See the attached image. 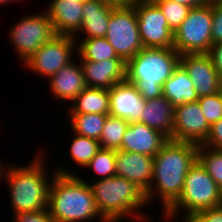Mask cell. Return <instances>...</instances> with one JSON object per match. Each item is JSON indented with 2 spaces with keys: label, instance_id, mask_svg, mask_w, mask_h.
Here are the masks:
<instances>
[{
  "label": "cell",
  "instance_id": "cell-1",
  "mask_svg": "<svg viewBox=\"0 0 222 222\" xmlns=\"http://www.w3.org/2000/svg\"><path fill=\"white\" fill-rule=\"evenodd\" d=\"M198 147L194 143L173 140L162 146L153 157V178L145 193L148 205L157 197L163 214L179 199L188 170L197 161Z\"/></svg>",
  "mask_w": 222,
  "mask_h": 222
},
{
  "label": "cell",
  "instance_id": "cell-2",
  "mask_svg": "<svg viewBox=\"0 0 222 222\" xmlns=\"http://www.w3.org/2000/svg\"><path fill=\"white\" fill-rule=\"evenodd\" d=\"M43 151V149L36 151L38 152L37 155L27 165L13 164L12 166L9 163L3 166L4 164H0V182L5 180L7 186L9 185V200L11 201L13 216L19 213L47 209L49 188L56 171L53 170L52 175L47 173L46 167L48 166H45L46 160L43 157L45 152Z\"/></svg>",
  "mask_w": 222,
  "mask_h": 222
},
{
  "label": "cell",
  "instance_id": "cell-3",
  "mask_svg": "<svg viewBox=\"0 0 222 222\" xmlns=\"http://www.w3.org/2000/svg\"><path fill=\"white\" fill-rule=\"evenodd\" d=\"M48 195L47 209L54 222H91L99 214L88 181L67 168L55 167Z\"/></svg>",
  "mask_w": 222,
  "mask_h": 222
},
{
  "label": "cell",
  "instance_id": "cell-4",
  "mask_svg": "<svg viewBox=\"0 0 222 222\" xmlns=\"http://www.w3.org/2000/svg\"><path fill=\"white\" fill-rule=\"evenodd\" d=\"M180 64L174 48L141 49L126 62L125 80L133 84L147 101L163 96V84Z\"/></svg>",
  "mask_w": 222,
  "mask_h": 222
},
{
  "label": "cell",
  "instance_id": "cell-5",
  "mask_svg": "<svg viewBox=\"0 0 222 222\" xmlns=\"http://www.w3.org/2000/svg\"><path fill=\"white\" fill-rule=\"evenodd\" d=\"M88 184L96 208L106 222L124 217L133 220L135 216L143 215L141 208L148 206L145 193L123 177L115 175Z\"/></svg>",
  "mask_w": 222,
  "mask_h": 222
},
{
  "label": "cell",
  "instance_id": "cell-6",
  "mask_svg": "<svg viewBox=\"0 0 222 222\" xmlns=\"http://www.w3.org/2000/svg\"><path fill=\"white\" fill-rule=\"evenodd\" d=\"M221 205L222 195L219 186L197 160L188 170L181 196L164 212L162 218L173 221L182 214L184 219L181 222H187L197 212Z\"/></svg>",
  "mask_w": 222,
  "mask_h": 222
},
{
  "label": "cell",
  "instance_id": "cell-7",
  "mask_svg": "<svg viewBox=\"0 0 222 222\" xmlns=\"http://www.w3.org/2000/svg\"><path fill=\"white\" fill-rule=\"evenodd\" d=\"M212 0L191 8L173 33V48L180 54L208 53L212 44Z\"/></svg>",
  "mask_w": 222,
  "mask_h": 222
},
{
  "label": "cell",
  "instance_id": "cell-8",
  "mask_svg": "<svg viewBox=\"0 0 222 222\" xmlns=\"http://www.w3.org/2000/svg\"><path fill=\"white\" fill-rule=\"evenodd\" d=\"M105 38L125 63L144 48L134 6L112 7Z\"/></svg>",
  "mask_w": 222,
  "mask_h": 222
},
{
  "label": "cell",
  "instance_id": "cell-9",
  "mask_svg": "<svg viewBox=\"0 0 222 222\" xmlns=\"http://www.w3.org/2000/svg\"><path fill=\"white\" fill-rule=\"evenodd\" d=\"M8 32L16 55L23 62L57 35L46 11L24 16Z\"/></svg>",
  "mask_w": 222,
  "mask_h": 222
},
{
  "label": "cell",
  "instance_id": "cell-10",
  "mask_svg": "<svg viewBox=\"0 0 222 222\" xmlns=\"http://www.w3.org/2000/svg\"><path fill=\"white\" fill-rule=\"evenodd\" d=\"M76 48L73 36L57 34L39 47L23 64L30 71L49 79L74 60L73 53L77 52Z\"/></svg>",
  "mask_w": 222,
  "mask_h": 222
},
{
  "label": "cell",
  "instance_id": "cell-11",
  "mask_svg": "<svg viewBox=\"0 0 222 222\" xmlns=\"http://www.w3.org/2000/svg\"><path fill=\"white\" fill-rule=\"evenodd\" d=\"M134 8L143 47L173 48V32L159 7L154 2H140Z\"/></svg>",
  "mask_w": 222,
  "mask_h": 222
},
{
  "label": "cell",
  "instance_id": "cell-12",
  "mask_svg": "<svg viewBox=\"0 0 222 222\" xmlns=\"http://www.w3.org/2000/svg\"><path fill=\"white\" fill-rule=\"evenodd\" d=\"M210 127L198 100L185 103L174 107V126L169 140L202 145L209 135Z\"/></svg>",
  "mask_w": 222,
  "mask_h": 222
},
{
  "label": "cell",
  "instance_id": "cell-13",
  "mask_svg": "<svg viewBox=\"0 0 222 222\" xmlns=\"http://www.w3.org/2000/svg\"><path fill=\"white\" fill-rule=\"evenodd\" d=\"M180 64L191 78L198 98L218 92L219 73L207 53L182 54Z\"/></svg>",
  "mask_w": 222,
  "mask_h": 222
},
{
  "label": "cell",
  "instance_id": "cell-14",
  "mask_svg": "<svg viewBox=\"0 0 222 222\" xmlns=\"http://www.w3.org/2000/svg\"><path fill=\"white\" fill-rule=\"evenodd\" d=\"M109 115L125 119L129 123L141 122L146 100L136 87L126 80L109 89Z\"/></svg>",
  "mask_w": 222,
  "mask_h": 222
},
{
  "label": "cell",
  "instance_id": "cell-15",
  "mask_svg": "<svg viewBox=\"0 0 222 222\" xmlns=\"http://www.w3.org/2000/svg\"><path fill=\"white\" fill-rule=\"evenodd\" d=\"M116 175L134 183L146 193L153 178V157L135 152H116Z\"/></svg>",
  "mask_w": 222,
  "mask_h": 222
},
{
  "label": "cell",
  "instance_id": "cell-16",
  "mask_svg": "<svg viewBox=\"0 0 222 222\" xmlns=\"http://www.w3.org/2000/svg\"><path fill=\"white\" fill-rule=\"evenodd\" d=\"M83 69L86 86L111 89L125 81L126 63L121 58L102 61L79 60Z\"/></svg>",
  "mask_w": 222,
  "mask_h": 222
},
{
  "label": "cell",
  "instance_id": "cell-17",
  "mask_svg": "<svg viewBox=\"0 0 222 222\" xmlns=\"http://www.w3.org/2000/svg\"><path fill=\"white\" fill-rule=\"evenodd\" d=\"M169 139L160 131L141 122H131L125 131L120 150L154 157Z\"/></svg>",
  "mask_w": 222,
  "mask_h": 222
},
{
  "label": "cell",
  "instance_id": "cell-18",
  "mask_svg": "<svg viewBox=\"0 0 222 222\" xmlns=\"http://www.w3.org/2000/svg\"><path fill=\"white\" fill-rule=\"evenodd\" d=\"M45 11L58 35L74 37L82 27L83 3L73 0H52Z\"/></svg>",
  "mask_w": 222,
  "mask_h": 222
},
{
  "label": "cell",
  "instance_id": "cell-19",
  "mask_svg": "<svg viewBox=\"0 0 222 222\" xmlns=\"http://www.w3.org/2000/svg\"><path fill=\"white\" fill-rule=\"evenodd\" d=\"M76 62H70L48 79L51 95L62 99V103L70 102L68 105L87 87L82 66Z\"/></svg>",
  "mask_w": 222,
  "mask_h": 222
},
{
  "label": "cell",
  "instance_id": "cell-20",
  "mask_svg": "<svg viewBox=\"0 0 222 222\" xmlns=\"http://www.w3.org/2000/svg\"><path fill=\"white\" fill-rule=\"evenodd\" d=\"M112 7L113 5L103 0H90L83 3L82 27L74 39L78 38V34L79 36L83 34L82 38L105 37Z\"/></svg>",
  "mask_w": 222,
  "mask_h": 222
},
{
  "label": "cell",
  "instance_id": "cell-21",
  "mask_svg": "<svg viewBox=\"0 0 222 222\" xmlns=\"http://www.w3.org/2000/svg\"><path fill=\"white\" fill-rule=\"evenodd\" d=\"M141 115V123L156 129L168 139L172 136L174 126V106L164 96L147 100Z\"/></svg>",
  "mask_w": 222,
  "mask_h": 222
},
{
  "label": "cell",
  "instance_id": "cell-22",
  "mask_svg": "<svg viewBox=\"0 0 222 222\" xmlns=\"http://www.w3.org/2000/svg\"><path fill=\"white\" fill-rule=\"evenodd\" d=\"M162 88L163 96L166 97L174 107L199 99L191 78L181 64L174 70V73L163 84Z\"/></svg>",
  "mask_w": 222,
  "mask_h": 222
},
{
  "label": "cell",
  "instance_id": "cell-23",
  "mask_svg": "<svg viewBox=\"0 0 222 222\" xmlns=\"http://www.w3.org/2000/svg\"><path fill=\"white\" fill-rule=\"evenodd\" d=\"M69 105L68 114L109 115V89L87 86Z\"/></svg>",
  "mask_w": 222,
  "mask_h": 222
},
{
  "label": "cell",
  "instance_id": "cell-24",
  "mask_svg": "<svg viewBox=\"0 0 222 222\" xmlns=\"http://www.w3.org/2000/svg\"><path fill=\"white\" fill-rule=\"evenodd\" d=\"M81 39H75L78 46L75 54L78 53L77 56H79L78 59L80 60L98 62L104 59L120 58L105 37Z\"/></svg>",
  "mask_w": 222,
  "mask_h": 222
},
{
  "label": "cell",
  "instance_id": "cell-25",
  "mask_svg": "<svg viewBox=\"0 0 222 222\" xmlns=\"http://www.w3.org/2000/svg\"><path fill=\"white\" fill-rule=\"evenodd\" d=\"M70 120V129L72 132L100 140V135L104 127L107 115L105 114H68Z\"/></svg>",
  "mask_w": 222,
  "mask_h": 222
},
{
  "label": "cell",
  "instance_id": "cell-26",
  "mask_svg": "<svg viewBox=\"0 0 222 222\" xmlns=\"http://www.w3.org/2000/svg\"><path fill=\"white\" fill-rule=\"evenodd\" d=\"M129 124L125 119L107 115L99 140L101 148L120 150L123 136Z\"/></svg>",
  "mask_w": 222,
  "mask_h": 222
},
{
  "label": "cell",
  "instance_id": "cell-27",
  "mask_svg": "<svg viewBox=\"0 0 222 222\" xmlns=\"http://www.w3.org/2000/svg\"><path fill=\"white\" fill-rule=\"evenodd\" d=\"M73 141L70 142V155L72 160L79 167L85 168L90 160L101 149V145L98 140L78 135L73 132Z\"/></svg>",
  "mask_w": 222,
  "mask_h": 222
},
{
  "label": "cell",
  "instance_id": "cell-28",
  "mask_svg": "<svg viewBox=\"0 0 222 222\" xmlns=\"http://www.w3.org/2000/svg\"><path fill=\"white\" fill-rule=\"evenodd\" d=\"M197 160L219 186L222 195V150L199 145Z\"/></svg>",
  "mask_w": 222,
  "mask_h": 222
},
{
  "label": "cell",
  "instance_id": "cell-29",
  "mask_svg": "<svg viewBox=\"0 0 222 222\" xmlns=\"http://www.w3.org/2000/svg\"><path fill=\"white\" fill-rule=\"evenodd\" d=\"M116 152L117 150L101 148L85 166L89 171L93 170L98 179H106L116 175Z\"/></svg>",
  "mask_w": 222,
  "mask_h": 222
},
{
  "label": "cell",
  "instance_id": "cell-30",
  "mask_svg": "<svg viewBox=\"0 0 222 222\" xmlns=\"http://www.w3.org/2000/svg\"><path fill=\"white\" fill-rule=\"evenodd\" d=\"M153 2L159 7L161 12L165 15L169 28L173 33L186 19L191 9L188 5L179 4L176 3L175 1L154 0Z\"/></svg>",
  "mask_w": 222,
  "mask_h": 222
},
{
  "label": "cell",
  "instance_id": "cell-31",
  "mask_svg": "<svg viewBox=\"0 0 222 222\" xmlns=\"http://www.w3.org/2000/svg\"><path fill=\"white\" fill-rule=\"evenodd\" d=\"M198 103L210 125L222 118V97L218 93L199 97Z\"/></svg>",
  "mask_w": 222,
  "mask_h": 222
},
{
  "label": "cell",
  "instance_id": "cell-32",
  "mask_svg": "<svg viewBox=\"0 0 222 222\" xmlns=\"http://www.w3.org/2000/svg\"><path fill=\"white\" fill-rule=\"evenodd\" d=\"M212 44L222 42V0H212Z\"/></svg>",
  "mask_w": 222,
  "mask_h": 222
},
{
  "label": "cell",
  "instance_id": "cell-33",
  "mask_svg": "<svg viewBox=\"0 0 222 222\" xmlns=\"http://www.w3.org/2000/svg\"><path fill=\"white\" fill-rule=\"evenodd\" d=\"M15 220V221H14ZM13 222H54L48 209L14 215Z\"/></svg>",
  "mask_w": 222,
  "mask_h": 222
},
{
  "label": "cell",
  "instance_id": "cell-34",
  "mask_svg": "<svg viewBox=\"0 0 222 222\" xmlns=\"http://www.w3.org/2000/svg\"><path fill=\"white\" fill-rule=\"evenodd\" d=\"M187 222H222V205L201 210Z\"/></svg>",
  "mask_w": 222,
  "mask_h": 222
},
{
  "label": "cell",
  "instance_id": "cell-35",
  "mask_svg": "<svg viewBox=\"0 0 222 222\" xmlns=\"http://www.w3.org/2000/svg\"><path fill=\"white\" fill-rule=\"evenodd\" d=\"M202 145L212 149L222 150V118L211 125L209 135Z\"/></svg>",
  "mask_w": 222,
  "mask_h": 222
},
{
  "label": "cell",
  "instance_id": "cell-36",
  "mask_svg": "<svg viewBox=\"0 0 222 222\" xmlns=\"http://www.w3.org/2000/svg\"><path fill=\"white\" fill-rule=\"evenodd\" d=\"M211 60L213 67L218 73L222 72V42L213 44L207 53Z\"/></svg>",
  "mask_w": 222,
  "mask_h": 222
},
{
  "label": "cell",
  "instance_id": "cell-37",
  "mask_svg": "<svg viewBox=\"0 0 222 222\" xmlns=\"http://www.w3.org/2000/svg\"><path fill=\"white\" fill-rule=\"evenodd\" d=\"M176 3L188 5L190 8H197L210 2V0H169Z\"/></svg>",
  "mask_w": 222,
  "mask_h": 222
},
{
  "label": "cell",
  "instance_id": "cell-38",
  "mask_svg": "<svg viewBox=\"0 0 222 222\" xmlns=\"http://www.w3.org/2000/svg\"><path fill=\"white\" fill-rule=\"evenodd\" d=\"M113 6H131V0H103Z\"/></svg>",
  "mask_w": 222,
  "mask_h": 222
},
{
  "label": "cell",
  "instance_id": "cell-39",
  "mask_svg": "<svg viewBox=\"0 0 222 222\" xmlns=\"http://www.w3.org/2000/svg\"><path fill=\"white\" fill-rule=\"evenodd\" d=\"M146 213H144L143 215H139V216H135L133 221L135 222H146L147 220H149L150 218H148V216L145 215ZM145 215V216H144ZM147 219V220H146ZM143 220V221H142ZM122 222L123 219H114V220H111V221H108V222ZM123 222H126V221H123Z\"/></svg>",
  "mask_w": 222,
  "mask_h": 222
},
{
  "label": "cell",
  "instance_id": "cell-40",
  "mask_svg": "<svg viewBox=\"0 0 222 222\" xmlns=\"http://www.w3.org/2000/svg\"><path fill=\"white\" fill-rule=\"evenodd\" d=\"M221 97H222V72L219 73V78H218V92H217Z\"/></svg>",
  "mask_w": 222,
  "mask_h": 222
},
{
  "label": "cell",
  "instance_id": "cell-41",
  "mask_svg": "<svg viewBox=\"0 0 222 222\" xmlns=\"http://www.w3.org/2000/svg\"><path fill=\"white\" fill-rule=\"evenodd\" d=\"M154 0H131V6H134L136 3L140 2H153Z\"/></svg>",
  "mask_w": 222,
  "mask_h": 222
},
{
  "label": "cell",
  "instance_id": "cell-42",
  "mask_svg": "<svg viewBox=\"0 0 222 222\" xmlns=\"http://www.w3.org/2000/svg\"><path fill=\"white\" fill-rule=\"evenodd\" d=\"M73 1L78 2V3H85V2L90 1V0H73Z\"/></svg>",
  "mask_w": 222,
  "mask_h": 222
},
{
  "label": "cell",
  "instance_id": "cell-43",
  "mask_svg": "<svg viewBox=\"0 0 222 222\" xmlns=\"http://www.w3.org/2000/svg\"><path fill=\"white\" fill-rule=\"evenodd\" d=\"M9 2H10L9 0H0V4H2V5L6 4V3L8 4Z\"/></svg>",
  "mask_w": 222,
  "mask_h": 222
},
{
  "label": "cell",
  "instance_id": "cell-44",
  "mask_svg": "<svg viewBox=\"0 0 222 222\" xmlns=\"http://www.w3.org/2000/svg\"><path fill=\"white\" fill-rule=\"evenodd\" d=\"M9 1H10V2H14V1H15V2H16V1H17V2H18V1L21 2V0H9Z\"/></svg>",
  "mask_w": 222,
  "mask_h": 222
}]
</instances>
